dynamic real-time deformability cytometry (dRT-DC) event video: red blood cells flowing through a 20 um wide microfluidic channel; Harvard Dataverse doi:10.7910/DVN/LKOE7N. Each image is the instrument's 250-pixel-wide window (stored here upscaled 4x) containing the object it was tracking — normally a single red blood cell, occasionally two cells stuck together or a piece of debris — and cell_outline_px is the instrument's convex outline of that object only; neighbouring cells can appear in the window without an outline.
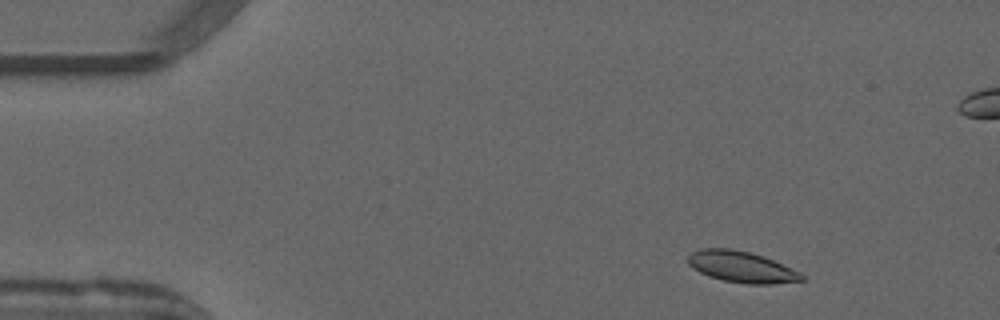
{"species": "common noctule bat (a hibernating species)", "species_latin": "Nyctalus noctula", "temperature_condition": "warm", "stored_images_in_passage": 47, "segment_of_instrument_passage": [1, 2], "camera_frame_rate_fps": 3000, "um_per_image_px": 0.085, "animal": {"sex": "male", "forearm_length_mm": 52.5}, "frame": {"image": 1, "passage_image": 1, "time_ms": 0.0, "image_size_px": [1000, 320], "cell_outline_px": [[804, 280], [772, 284], [748, 284], [724, 280], [708, 276], [692, 268], [688, 264], [688, 256], [692, 252], [700, 248], [732, 248], [764, 256], [800, 272], [804, 276]], "centroid_in_image_um": [63.01, 22.68], "position_along_channel_um": 22.0, "area_um2": 20.63}}
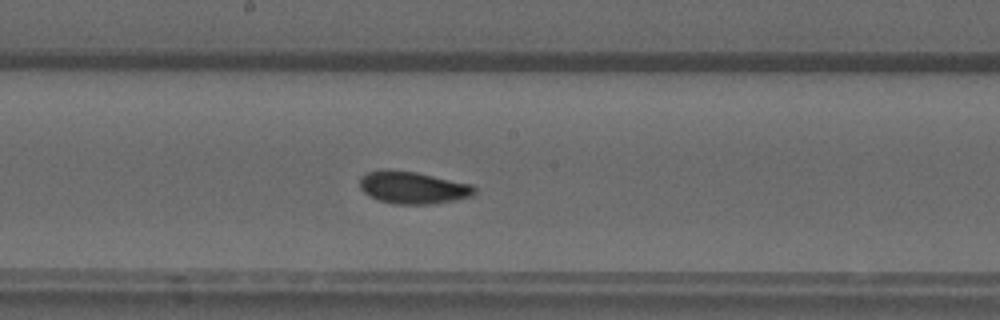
{"frame": {"image": 2, "passage_image": 22, "time_ms": 7.0, "image_size_px": [1000, 320], "cell_outline_px": [[476, 192], [472, 196], [452, 200], [428, 204], [392, 204], [368, 196], [360, 188], [360, 176], [368, 172], [384, 168], [388, 168], [416, 172], [472, 184], [476, 188]], "centroid_in_image_um": [35.06, 15.92], "position_along_channel_um": 213.1, "area_um2": 21.73}}
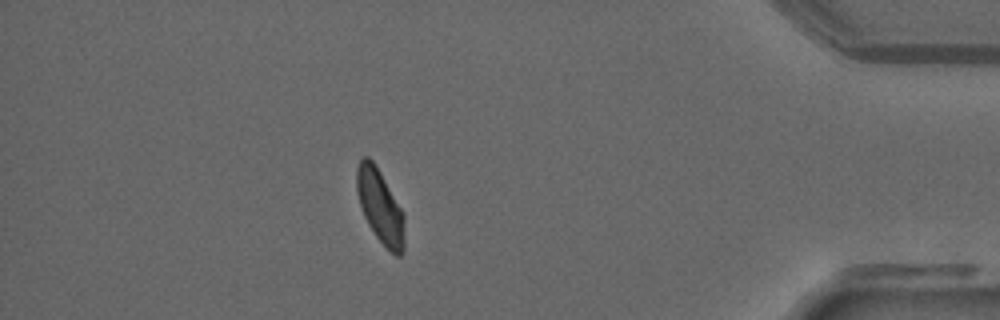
{"frame": {"image": 3, "passage_image": 40, "time_ms": 13.0, "image_size_px": [1000, 320], "cell_outline_px": [[404, 248], [400, 256], [396, 256], [376, 236], [368, 224], [364, 216], [356, 192], [356, 168], [360, 160], [364, 156], [368, 156], [376, 164], [400, 208], [404, 216]], "centroid_in_image_um": [32.29, 17.51], "position_along_channel_um": 402.9, "area_um2": 20.23}}